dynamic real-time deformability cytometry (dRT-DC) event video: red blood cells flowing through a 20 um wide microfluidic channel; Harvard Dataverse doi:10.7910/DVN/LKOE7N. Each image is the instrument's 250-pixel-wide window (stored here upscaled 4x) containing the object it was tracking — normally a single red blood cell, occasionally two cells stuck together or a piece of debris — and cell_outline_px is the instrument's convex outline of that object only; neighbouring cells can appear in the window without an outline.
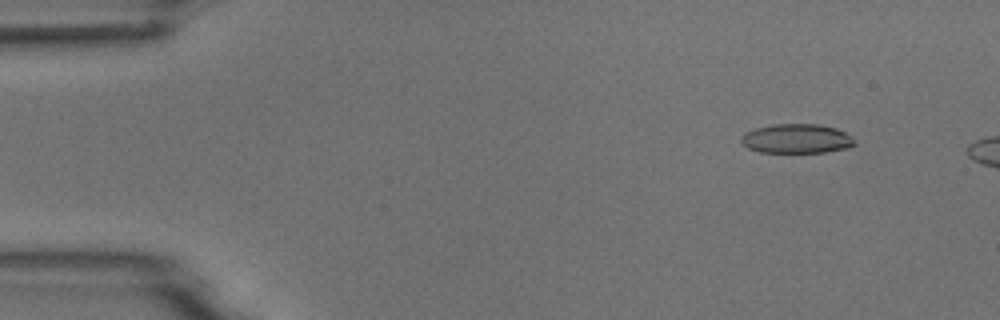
{"species": "common noctule bat (a hibernating species)", "species_latin": "Nyctalus noctula", "temperature_condition": "room temperature", "stored_images_in_passage": 3, "camera_frame_rate_fps": 3000, "um_per_image_px": 0.085, "animal": {"sex": "male", "body_mass_g": 18.8}, "frame": {"image": 1, "passage_image": 1, "time_ms": 0.0, "image_size_px": [1000, 320], "cell_outline_px": [[856, 144], [848, 148], [824, 152], [760, 152], [748, 148], [740, 140], [740, 136], [744, 132], [756, 128], [772, 124], [816, 124], [836, 128], [852, 136]], "centroid_in_image_um": [67.7, 11.78], "position_along_channel_um": 17.3, "area_um2": 19.42}}